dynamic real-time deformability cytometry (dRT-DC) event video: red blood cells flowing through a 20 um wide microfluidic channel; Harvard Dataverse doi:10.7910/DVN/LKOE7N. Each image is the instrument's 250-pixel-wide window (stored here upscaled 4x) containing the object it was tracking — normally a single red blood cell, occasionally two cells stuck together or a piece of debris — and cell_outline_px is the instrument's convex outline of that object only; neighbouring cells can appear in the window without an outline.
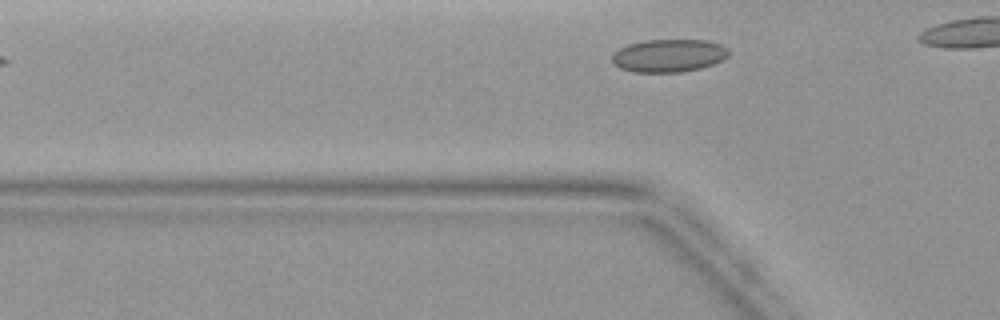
{"species": "common noctule bat (a hibernating species)", "species_latin": "Nyctalus noctula", "temperature_condition": "warm", "stored_images_in_passage": 2, "camera_frame_rate_fps": 3000, "um_per_image_px": 0.085, "animal": {"sex": "female", "body_mass_g": 19.9}, "frame": {"image": 1, "passage_image": 2, "time_ms": 1.333, "image_size_px": [1000, 320], "cell_outline_px": [[728, 56], [712, 64], [700, 68], [680, 72], [632, 72], [620, 68], [612, 64], [612, 56], [620, 48], [628, 44], [644, 40], [708, 40], [720, 44], [728, 48]], "centroid_in_image_um": [56.82, 4.72], "position_along_channel_um": 69.0, "area_um2": 22.31}}